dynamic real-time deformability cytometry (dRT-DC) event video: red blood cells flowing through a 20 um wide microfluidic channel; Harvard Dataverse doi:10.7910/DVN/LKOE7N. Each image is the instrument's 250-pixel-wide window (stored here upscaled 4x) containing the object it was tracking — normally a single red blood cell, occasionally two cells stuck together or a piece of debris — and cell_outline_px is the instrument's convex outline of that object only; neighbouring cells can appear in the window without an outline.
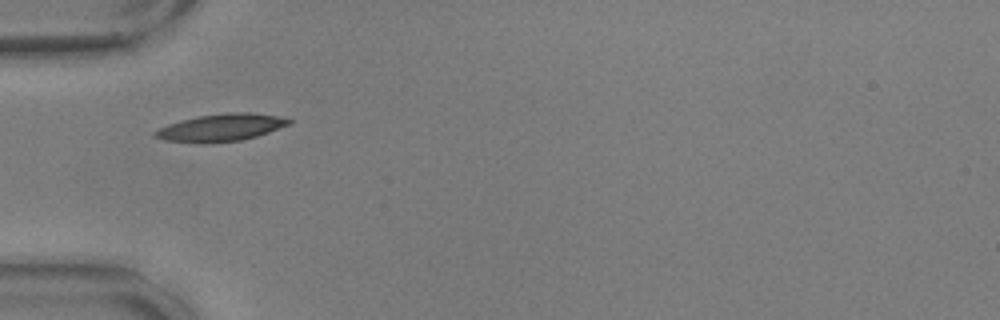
{"species": "common noctule bat (a hibernating species)", "species_latin": "Nyctalus noctula", "temperature_condition": "warm", "stored_images_in_passage": 39, "camera_frame_rate_fps": 3000, "um_per_image_px": 0.085, "animal": {"sex": "male", "body_mass_g": 17.9, "forearm_length_mm": 54.2}, "frame": {"image": 1, "passage_image": 1, "time_ms": 0.0, "image_size_px": [1000, 320], "cell_outline_px": [[292, 124], [256, 136], [240, 140], [204, 144], [200, 144], [164, 140], [152, 136], [152, 132], [168, 124], [200, 116], [228, 112], [248, 112], [276, 116], [292, 120]], "centroid_in_image_um": [18.76, 10.86], "position_along_channel_um": 66.2, "area_um2": 21.27}}
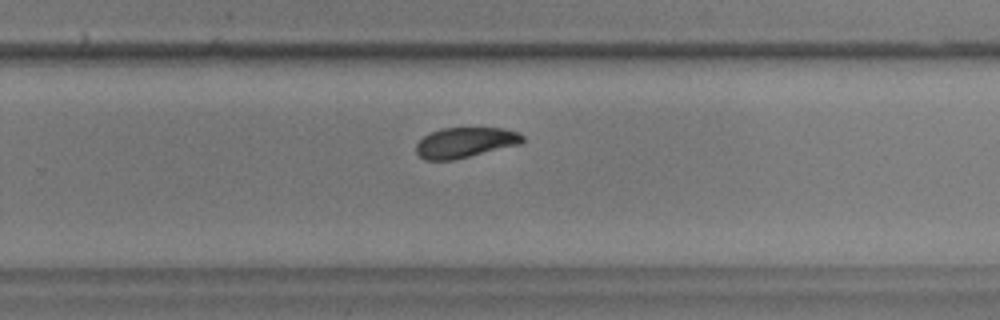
{"frame": {"image": 2, "passage_image": 20, "time_ms": 6.333, "image_size_px": [1000, 320], "cell_outline_px": [[524, 140], [520, 144], [452, 160], [424, 160], [416, 152], [416, 144], [424, 136], [432, 132], [444, 128], [500, 128], [516, 132], [524, 136]], "centroid_in_image_um": [39.52, 12.12], "position_along_channel_um": 290.3, "area_um2": 18.5}}
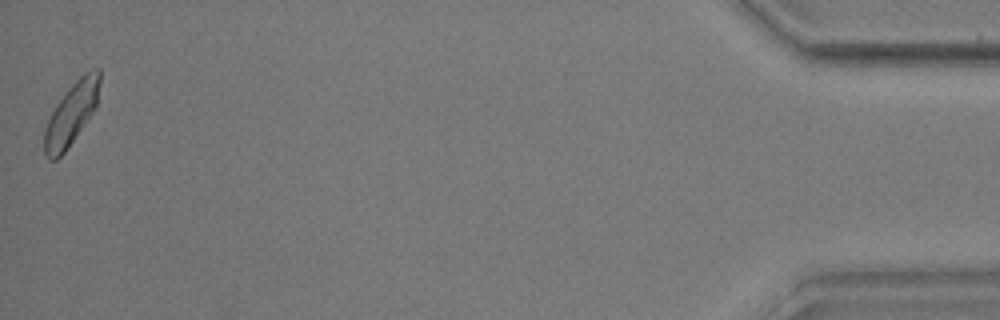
{"frame": {"image": 3, "passage_image": 39, "time_ms": 12.667, "image_size_px": [1000, 320], "cell_outline_px": [[100, 80], [96, 108], [64, 152], [56, 160], [48, 160], [44, 152], [44, 132], [48, 120], [56, 104], [68, 88], [84, 72], [96, 68], [100, 68]], "centroid_in_image_um": [6.07, 9.66], "position_along_channel_um": 429.1, "area_um2": 19.83}, "authors_computed_cell_mechanics": {"area_um2": 19.7676, "velocity_mm_per_s": 3.5562, "shape_relaxation_time_tau1_ms": 2.4289, "shape_relaxation_time_tau2_ms": 3.8541, "deformation_change_tau1": 0.1226, "deformation_change_tau2": 0.0794}}